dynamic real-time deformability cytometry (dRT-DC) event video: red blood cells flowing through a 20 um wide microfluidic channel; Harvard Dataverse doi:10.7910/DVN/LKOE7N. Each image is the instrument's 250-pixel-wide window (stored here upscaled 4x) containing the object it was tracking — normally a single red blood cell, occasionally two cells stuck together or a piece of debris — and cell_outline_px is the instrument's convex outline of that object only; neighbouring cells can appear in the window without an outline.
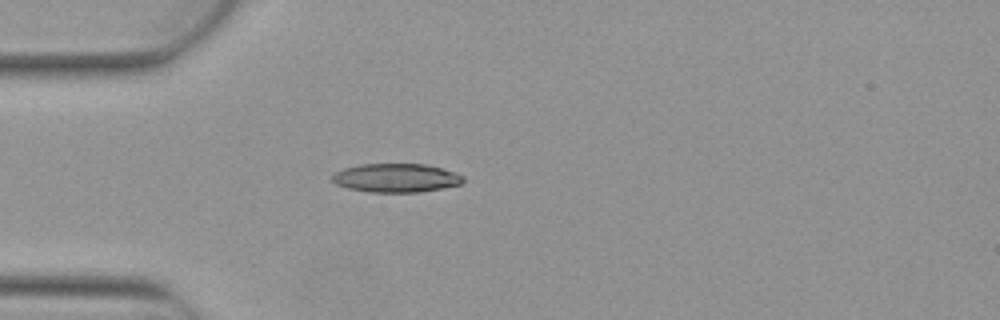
{"species": "Egyptian fruit bat (a non-hibernating species)", "species_latin": "Rousettus aegyptiacus", "temperature_condition": "warm", "stored_images_in_passage": 4, "camera_frame_rate_fps": 3000, "um_per_image_px": 0.085, "animal": {"sex": "female"}, "frame": {"image": 1, "passage_image": 4, "time_ms": 1.0, "image_size_px": [1000, 320], "cell_outline_px": [[464, 180], [460, 184], [420, 192], [368, 192], [348, 188], [336, 184], [332, 180], [332, 176], [336, 172], [344, 168], [360, 164], [428, 164], [456, 172], [464, 176]], "centroid_in_image_um": [33.68, 15.11], "position_along_channel_um": 51.3, "area_um2": 21.91}}